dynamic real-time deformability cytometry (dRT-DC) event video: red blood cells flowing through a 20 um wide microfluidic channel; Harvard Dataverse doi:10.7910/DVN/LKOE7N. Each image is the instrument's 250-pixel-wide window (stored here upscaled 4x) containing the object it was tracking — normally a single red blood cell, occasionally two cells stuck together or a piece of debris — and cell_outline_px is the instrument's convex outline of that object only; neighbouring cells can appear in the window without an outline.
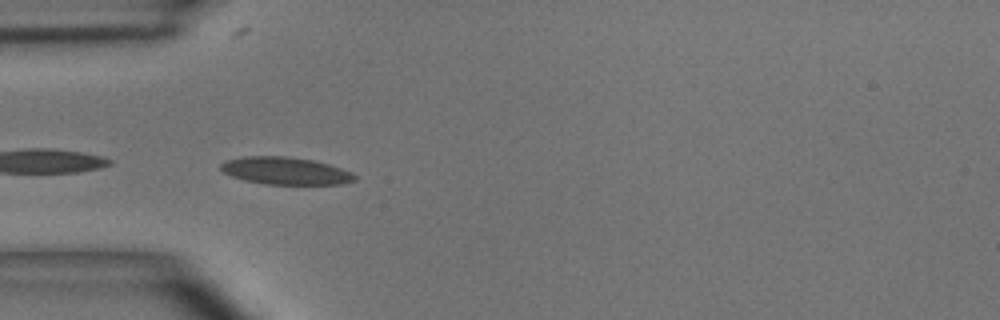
{"species": "common noctule bat (a hibernating species)", "species_latin": "Nyctalus noctula", "temperature_condition": "room temperature", "stored_images_in_passage": 9, "camera_frame_rate_fps": 3000, "um_per_image_px": 0.085, "animal": {"sex": "male", "body_mass_g": 15.6}, "frame": {"image": 1, "passage_image": 1, "time_ms": 0.0, "image_size_px": [1000, 320], "cell_outline_px": [[356, 180], [344, 184], [264, 184], [244, 180], [232, 176], [224, 172], [220, 168], [220, 164], [224, 160], [244, 156], [284, 156], [312, 160], [328, 164], [352, 172], [356, 176]], "centroid_in_image_um": [24.25, 14.52], "position_along_channel_um": 60.8, "area_um2": 21.39}}